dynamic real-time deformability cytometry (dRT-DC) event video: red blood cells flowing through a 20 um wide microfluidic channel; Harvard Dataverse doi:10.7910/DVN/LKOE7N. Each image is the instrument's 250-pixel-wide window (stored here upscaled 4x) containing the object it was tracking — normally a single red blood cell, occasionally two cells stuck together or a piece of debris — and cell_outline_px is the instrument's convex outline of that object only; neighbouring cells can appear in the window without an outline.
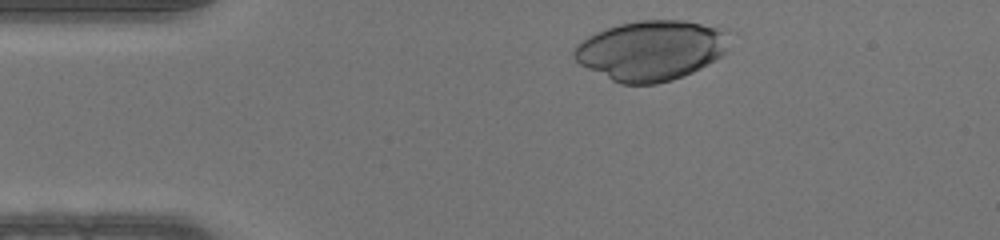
{"species": "human", "species_latin": "Homo sapiens", "temperature_condition": "warm", "stored_images_in_passage": 31, "camera_frame_rate_fps": 3000, "um_per_image_px": 0.085, "donor": {"sex": "male"}, "frame": {"image": 1, "passage_image": 2, "time_ms": 0.333, "image_size_px": [1000, 240], "cell_outline_px": [[728, 32], [724, 52], [720, 56], [700, 68], [692, 72], [672, 80], [656, 84], [620, 84], [580, 64], [572, 56], [572, 48], [576, 44], [588, 36], [596, 32], [620, 24], [640, 20], [684, 20], [728, 28]], "centroid_in_image_um": [55.33, 4.27], "position_along_channel_um": 29.7, "area_um2": 54.16}}
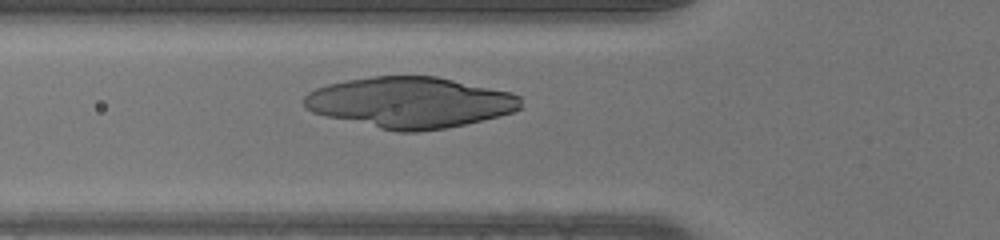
{"frame": {"image": 2, "passage_image": 10, "time_ms": 3.0, "image_size_px": [1000, 240], "cell_outline_px": [[524, 108], [500, 116], [464, 124], [444, 128], [420, 132], [396, 132], [328, 116], [312, 112], [304, 108], [304, 96], [308, 92], [316, 88], [328, 84], [348, 80], [372, 76], [436, 76], [512, 92], [520, 96]], "centroid_in_image_um": [34.89, 8.7], "position_along_channel_um": 90.9, "area_um2": 64.33}}
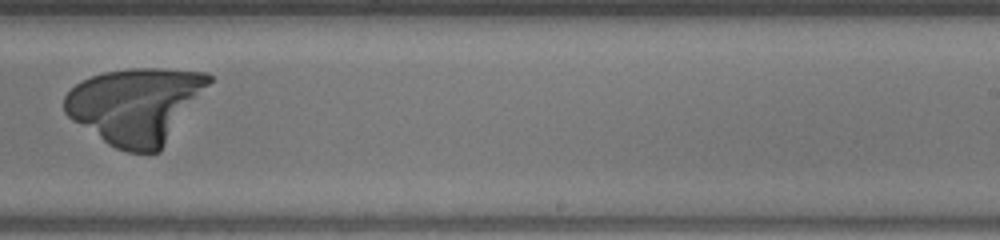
{"frame": {"image": 3, "passage_image": 23, "time_ms": 7.333, "image_size_px": [1000, 240], "cell_outline_px": [[212, 80], [160, 152], [128, 152], [116, 148], [108, 144], [72, 120], [64, 112], [64, 96], [76, 84], [92, 76], [104, 72], [128, 68], [160, 68], [208, 72], [212, 76]], "centroid_in_image_um": [11.53, 8.95], "position_along_channel_um": 277.5, "area_um2": 63.46}}